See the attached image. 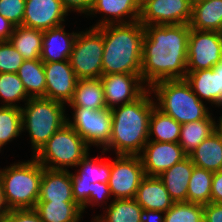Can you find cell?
<instances>
[{
  "label": "cell",
  "instance_id": "obj_1",
  "mask_svg": "<svg viewBox=\"0 0 222 222\" xmlns=\"http://www.w3.org/2000/svg\"><path fill=\"white\" fill-rule=\"evenodd\" d=\"M141 79L150 88L162 80L185 79L190 27L187 24L144 26Z\"/></svg>",
  "mask_w": 222,
  "mask_h": 222
},
{
  "label": "cell",
  "instance_id": "obj_2",
  "mask_svg": "<svg viewBox=\"0 0 222 222\" xmlns=\"http://www.w3.org/2000/svg\"><path fill=\"white\" fill-rule=\"evenodd\" d=\"M154 106L148 88L135 101L112 108V132L103 151L110 156L139 155L149 140V119Z\"/></svg>",
  "mask_w": 222,
  "mask_h": 222
},
{
  "label": "cell",
  "instance_id": "obj_3",
  "mask_svg": "<svg viewBox=\"0 0 222 222\" xmlns=\"http://www.w3.org/2000/svg\"><path fill=\"white\" fill-rule=\"evenodd\" d=\"M98 29L103 34V75L141 74L144 26L139 21L108 24Z\"/></svg>",
  "mask_w": 222,
  "mask_h": 222
},
{
  "label": "cell",
  "instance_id": "obj_4",
  "mask_svg": "<svg viewBox=\"0 0 222 222\" xmlns=\"http://www.w3.org/2000/svg\"><path fill=\"white\" fill-rule=\"evenodd\" d=\"M149 89L155 106L181 125L206 119L217 110L202 102L185 79L162 80Z\"/></svg>",
  "mask_w": 222,
  "mask_h": 222
},
{
  "label": "cell",
  "instance_id": "obj_5",
  "mask_svg": "<svg viewBox=\"0 0 222 222\" xmlns=\"http://www.w3.org/2000/svg\"><path fill=\"white\" fill-rule=\"evenodd\" d=\"M11 163L3 168L0 166L4 199L9 210L34 209L44 167L32 156Z\"/></svg>",
  "mask_w": 222,
  "mask_h": 222
},
{
  "label": "cell",
  "instance_id": "obj_6",
  "mask_svg": "<svg viewBox=\"0 0 222 222\" xmlns=\"http://www.w3.org/2000/svg\"><path fill=\"white\" fill-rule=\"evenodd\" d=\"M21 115L22 135L28 133L32 157L67 123L66 105L43 97L30 98L21 107Z\"/></svg>",
  "mask_w": 222,
  "mask_h": 222
},
{
  "label": "cell",
  "instance_id": "obj_7",
  "mask_svg": "<svg viewBox=\"0 0 222 222\" xmlns=\"http://www.w3.org/2000/svg\"><path fill=\"white\" fill-rule=\"evenodd\" d=\"M84 139L68 124L63 125L33 156L44 168L70 170L91 153ZM70 168V169H69Z\"/></svg>",
  "mask_w": 222,
  "mask_h": 222
},
{
  "label": "cell",
  "instance_id": "obj_8",
  "mask_svg": "<svg viewBox=\"0 0 222 222\" xmlns=\"http://www.w3.org/2000/svg\"><path fill=\"white\" fill-rule=\"evenodd\" d=\"M80 28H77L78 34L69 58L71 68L77 79L100 78L103 75V34L95 27Z\"/></svg>",
  "mask_w": 222,
  "mask_h": 222
},
{
  "label": "cell",
  "instance_id": "obj_9",
  "mask_svg": "<svg viewBox=\"0 0 222 222\" xmlns=\"http://www.w3.org/2000/svg\"><path fill=\"white\" fill-rule=\"evenodd\" d=\"M67 123L95 150H103L112 132L111 109L93 110L89 108L67 107Z\"/></svg>",
  "mask_w": 222,
  "mask_h": 222
},
{
  "label": "cell",
  "instance_id": "obj_10",
  "mask_svg": "<svg viewBox=\"0 0 222 222\" xmlns=\"http://www.w3.org/2000/svg\"><path fill=\"white\" fill-rule=\"evenodd\" d=\"M144 176L143 165L139 155H113L108 180L113 200L135 198Z\"/></svg>",
  "mask_w": 222,
  "mask_h": 222
},
{
  "label": "cell",
  "instance_id": "obj_11",
  "mask_svg": "<svg viewBox=\"0 0 222 222\" xmlns=\"http://www.w3.org/2000/svg\"><path fill=\"white\" fill-rule=\"evenodd\" d=\"M222 59V32L190 28L187 72L212 68Z\"/></svg>",
  "mask_w": 222,
  "mask_h": 222
},
{
  "label": "cell",
  "instance_id": "obj_12",
  "mask_svg": "<svg viewBox=\"0 0 222 222\" xmlns=\"http://www.w3.org/2000/svg\"><path fill=\"white\" fill-rule=\"evenodd\" d=\"M139 22L148 25L187 24L191 20L193 0H140Z\"/></svg>",
  "mask_w": 222,
  "mask_h": 222
},
{
  "label": "cell",
  "instance_id": "obj_13",
  "mask_svg": "<svg viewBox=\"0 0 222 222\" xmlns=\"http://www.w3.org/2000/svg\"><path fill=\"white\" fill-rule=\"evenodd\" d=\"M100 79L108 109L133 102L148 89L141 74L116 73L102 75Z\"/></svg>",
  "mask_w": 222,
  "mask_h": 222
},
{
  "label": "cell",
  "instance_id": "obj_14",
  "mask_svg": "<svg viewBox=\"0 0 222 222\" xmlns=\"http://www.w3.org/2000/svg\"><path fill=\"white\" fill-rule=\"evenodd\" d=\"M140 0H93L91 11L86 17L90 21L96 18L90 27H101L108 24H120L139 21Z\"/></svg>",
  "mask_w": 222,
  "mask_h": 222
},
{
  "label": "cell",
  "instance_id": "obj_15",
  "mask_svg": "<svg viewBox=\"0 0 222 222\" xmlns=\"http://www.w3.org/2000/svg\"><path fill=\"white\" fill-rule=\"evenodd\" d=\"M67 16L61 0H25L22 26L44 31L68 22Z\"/></svg>",
  "mask_w": 222,
  "mask_h": 222
},
{
  "label": "cell",
  "instance_id": "obj_16",
  "mask_svg": "<svg viewBox=\"0 0 222 222\" xmlns=\"http://www.w3.org/2000/svg\"><path fill=\"white\" fill-rule=\"evenodd\" d=\"M146 176H159L188 155L179 143L148 141L139 154Z\"/></svg>",
  "mask_w": 222,
  "mask_h": 222
},
{
  "label": "cell",
  "instance_id": "obj_17",
  "mask_svg": "<svg viewBox=\"0 0 222 222\" xmlns=\"http://www.w3.org/2000/svg\"><path fill=\"white\" fill-rule=\"evenodd\" d=\"M44 72L45 98L64 103L67 106L73 98L78 80L69 60L44 63Z\"/></svg>",
  "mask_w": 222,
  "mask_h": 222
},
{
  "label": "cell",
  "instance_id": "obj_18",
  "mask_svg": "<svg viewBox=\"0 0 222 222\" xmlns=\"http://www.w3.org/2000/svg\"><path fill=\"white\" fill-rule=\"evenodd\" d=\"M69 23L44 30L40 59L43 63L69 60L78 30L65 28Z\"/></svg>",
  "mask_w": 222,
  "mask_h": 222
},
{
  "label": "cell",
  "instance_id": "obj_19",
  "mask_svg": "<svg viewBox=\"0 0 222 222\" xmlns=\"http://www.w3.org/2000/svg\"><path fill=\"white\" fill-rule=\"evenodd\" d=\"M38 202H75L71 170L44 168Z\"/></svg>",
  "mask_w": 222,
  "mask_h": 222
},
{
  "label": "cell",
  "instance_id": "obj_20",
  "mask_svg": "<svg viewBox=\"0 0 222 222\" xmlns=\"http://www.w3.org/2000/svg\"><path fill=\"white\" fill-rule=\"evenodd\" d=\"M143 210L166 212L174 203L158 176H144L134 198Z\"/></svg>",
  "mask_w": 222,
  "mask_h": 222
},
{
  "label": "cell",
  "instance_id": "obj_21",
  "mask_svg": "<svg viewBox=\"0 0 222 222\" xmlns=\"http://www.w3.org/2000/svg\"><path fill=\"white\" fill-rule=\"evenodd\" d=\"M194 167L187 156L158 176L174 202H187V189Z\"/></svg>",
  "mask_w": 222,
  "mask_h": 222
},
{
  "label": "cell",
  "instance_id": "obj_22",
  "mask_svg": "<svg viewBox=\"0 0 222 222\" xmlns=\"http://www.w3.org/2000/svg\"><path fill=\"white\" fill-rule=\"evenodd\" d=\"M189 27L222 32V0H193Z\"/></svg>",
  "mask_w": 222,
  "mask_h": 222
},
{
  "label": "cell",
  "instance_id": "obj_23",
  "mask_svg": "<svg viewBox=\"0 0 222 222\" xmlns=\"http://www.w3.org/2000/svg\"><path fill=\"white\" fill-rule=\"evenodd\" d=\"M185 80L190 84L198 98L211 108L220 110V90H218L217 73L212 68L187 72Z\"/></svg>",
  "mask_w": 222,
  "mask_h": 222
},
{
  "label": "cell",
  "instance_id": "obj_24",
  "mask_svg": "<svg viewBox=\"0 0 222 222\" xmlns=\"http://www.w3.org/2000/svg\"><path fill=\"white\" fill-rule=\"evenodd\" d=\"M218 114L219 113L214 114L213 111L206 119L181 125V133L178 143L187 155H190L204 139L208 138L218 129Z\"/></svg>",
  "mask_w": 222,
  "mask_h": 222
},
{
  "label": "cell",
  "instance_id": "obj_25",
  "mask_svg": "<svg viewBox=\"0 0 222 222\" xmlns=\"http://www.w3.org/2000/svg\"><path fill=\"white\" fill-rule=\"evenodd\" d=\"M188 156L198 168L211 172L222 170V132L219 128Z\"/></svg>",
  "mask_w": 222,
  "mask_h": 222
},
{
  "label": "cell",
  "instance_id": "obj_26",
  "mask_svg": "<svg viewBox=\"0 0 222 222\" xmlns=\"http://www.w3.org/2000/svg\"><path fill=\"white\" fill-rule=\"evenodd\" d=\"M142 207L133 199H115L90 222H142Z\"/></svg>",
  "mask_w": 222,
  "mask_h": 222
},
{
  "label": "cell",
  "instance_id": "obj_27",
  "mask_svg": "<svg viewBox=\"0 0 222 222\" xmlns=\"http://www.w3.org/2000/svg\"><path fill=\"white\" fill-rule=\"evenodd\" d=\"M66 107L107 109L101 79H78L73 98Z\"/></svg>",
  "mask_w": 222,
  "mask_h": 222
},
{
  "label": "cell",
  "instance_id": "obj_28",
  "mask_svg": "<svg viewBox=\"0 0 222 222\" xmlns=\"http://www.w3.org/2000/svg\"><path fill=\"white\" fill-rule=\"evenodd\" d=\"M34 210L43 222H81L85 215L76 202H37Z\"/></svg>",
  "mask_w": 222,
  "mask_h": 222
},
{
  "label": "cell",
  "instance_id": "obj_29",
  "mask_svg": "<svg viewBox=\"0 0 222 222\" xmlns=\"http://www.w3.org/2000/svg\"><path fill=\"white\" fill-rule=\"evenodd\" d=\"M100 155L96 157L90 153L74 168L73 174L81 181L87 183H108L111 172V160L101 156L109 155L101 150Z\"/></svg>",
  "mask_w": 222,
  "mask_h": 222
},
{
  "label": "cell",
  "instance_id": "obj_30",
  "mask_svg": "<svg viewBox=\"0 0 222 222\" xmlns=\"http://www.w3.org/2000/svg\"><path fill=\"white\" fill-rule=\"evenodd\" d=\"M180 133L181 124L154 106L149 119L148 141L178 143Z\"/></svg>",
  "mask_w": 222,
  "mask_h": 222
},
{
  "label": "cell",
  "instance_id": "obj_31",
  "mask_svg": "<svg viewBox=\"0 0 222 222\" xmlns=\"http://www.w3.org/2000/svg\"><path fill=\"white\" fill-rule=\"evenodd\" d=\"M43 31L25 26H15L10 37L11 44L24 60L40 59Z\"/></svg>",
  "mask_w": 222,
  "mask_h": 222
},
{
  "label": "cell",
  "instance_id": "obj_32",
  "mask_svg": "<svg viewBox=\"0 0 222 222\" xmlns=\"http://www.w3.org/2000/svg\"><path fill=\"white\" fill-rule=\"evenodd\" d=\"M17 75L30 98H45L46 78L41 59L24 60Z\"/></svg>",
  "mask_w": 222,
  "mask_h": 222
},
{
  "label": "cell",
  "instance_id": "obj_33",
  "mask_svg": "<svg viewBox=\"0 0 222 222\" xmlns=\"http://www.w3.org/2000/svg\"><path fill=\"white\" fill-rule=\"evenodd\" d=\"M20 136V137H19ZM22 137L21 108L0 106V152Z\"/></svg>",
  "mask_w": 222,
  "mask_h": 222
},
{
  "label": "cell",
  "instance_id": "obj_34",
  "mask_svg": "<svg viewBox=\"0 0 222 222\" xmlns=\"http://www.w3.org/2000/svg\"><path fill=\"white\" fill-rule=\"evenodd\" d=\"M29 99L17 73H0V106L21 108Z\"/></svg>",
  "mask_w": 222,
  "mask_h": 222
},
{
  "label": "cell",
  "instance_id": "obj_35",
  "mask_svg": "<svg viewBox=\"0 0 222 222\" xmlns=\"http://www.w3.org/2000/svg\"><path fill=\"white\" fill-rule=\"evenodd\" d=\"M213 172L194 167L188 189L187 202L207 205L211 202Z\"/></svg>",
  "mask_w": 222,
  "mask_h": 222
},
{
  "label": "cell",
  "instance_id": "obj_36",
  "mask_svg": "<svg viewBox=\"0 0 222 222\" xmlns=\"http://www.w3.org/2000/svg\"><path fill=\"white\" fill-rule=\"evenodd\" d=\"M164 222H203V205L174 202L165 212Z\"/></svg>",
  "mask_w": 222,
  "mask_h": 222
},
{
  "label": "cell",
  "instance_id": "obj_37",
  "mask_svg": "<svg viewBox=\"0 0 222 222\" xmlns=\"http://www.w3.org/2000/svg\"><path fill=\"white\" fill-rule=\"evenodd\" d=\"M24 59L10 41L0 42V73H17Z\"/></svg>",
  "mask_w": 222,
  "mask_h": 222
},
{
  "label": "cell",
  "instance_id": "obj_38",
  "mask_svg": "<svg viewBox=\"0 0 222 222\" xmlns=\"http://www.w3.org/2000/svg\"><path fill=\"white\" fill-rule=\"evenodd\" d=\"M112 200L113 197L111 195L108 183H93L91 194L88 198V204L82 209L83 214H87L88 208H92L91 210H93L94 214V209L96 206L100 207L101 210H103L111 203Z\"/></svg>",
  "mask_w": 222,
  "mask_h": 222
},
{
  "label": "cell",
  "instance_id": "obj_39",
  "mask_svg": "<svg viewBox=\"0 0 222 222\" xmlns=\"http://www.w3.org/2000/svg\"><path fill=\"white\" fill-rule=\"evenodd\" d=\"M25 0H0V14L15 26L22 25Z\"/></svg>",
  "mask_w": 222,
  "mask_h": 222
},
{
  "label": "cell",
  "instance_id": "obj_40",
  "mask_svg": "<svg viewBox=\"0 0 222 222\" xmlns=\"http://www.w3.org/2000/svg\"><path fill=\"white\" fill-rule=\"evenodd\" d=\"M71 179L74 200L83 209L88 204L93 183L81 182L73 172H71Z\"/></svg>",
  "mask_w": 222,
  "mask_h": 222
},
{
  "label": "cell",
  "instance_id": "obj_41",
  "mask_svg": "<svg viewBox=\"0 0 222 222\" xmlns=\"http://www.w3.org/2000/svg\"><path fill=\"white\" fill-rule=\"evenodd\" d=\"M0 222H43L34 209L10 210Z\"/></svg>",
  "mask_w": 222,
  "mask_h": 222
},
{
  "label": "cell",
  "instance_id": "obj_42",
  "mask_svg": "<svg viewBox=\"0 0 222 222\" xmlns=\"http://www.w3.org/2000/svg\"><path fill=\"white\" fill-rule=\"evenodd\" d=\"M61 2L70 15L74 13L75 16L78 15L77 17L81 16L84 19L90 13L93 4V0H61Z\"/></svg>",
  "mask_w": 222,
  "mask_h": 222
},
{
  "label": "cell",
  "instance_id": "obj_43",
  "mask_svg": "<svg viewBox=\"0 0 222 222\" xmlns=\"http://www.w3.org/2000/svg\"><path fill=\"white\" fill-rule=\"evenodd\" d=\"M203 222H222V203L210 202L204 205Z\"/></svg>",
  "mask_w": 222,
  "mask_h": 222
},
{
  "label": "cell",
  "instance_id": "obj_44",
  "mask_svg": "<svg viewBox=\"0 0 222 222\" xmlns=\"http://www.w3.org/2000/svg\"><path fill=\"white\" fill-rule=\"evenodd\" d=\"M211 202L222 203V170L213 172Z\"/></svg>",
  "mask_w": 222,
  "mask_h": 222
},
{
  "label": "cell",
  "instance_id": "obj_45",
  "mask_svg": "<svg viewBox=\"0 0 222 222\" xmlns=\"http://www.w3.org/2000/svg\"><path fill=\"white\" fill-rule=\"evenodd\" d=\"M15 25L0 14V42L9 41Z\"/></svg>",
  "mask_w": 222,
  "mask_h": 222
},
{
  "label": "cell",
  "instance_id": "obj_46",
  "mask_svg": "<svg viewBox=\"0 0 222 222\" xmlns=\"http://www.w3.org/2000/svg\"><path fill=\"white\" fill-rule=\"evenodd\" d=\"M165 213L157 210H144L142 222H164Z\"/></svg>",
  "mask_w": 222,
  "mask_h": 222
},
{
  "label": "cell",
  "instance_id": "obj_47",
  "mask_svg": "<svg viewBox=\"0 0 222 222\" xmlns=\"http://www.w3.org/2000/svg\"><path fill=\"white\" fill-rule=\"evenodd\" d=\"M212 69L217 73L218 90H220V111H222V59Z\"/></svg>",
  "mask_w": 222,
  "mask_h": 222
},
{
  "label": "cell",
  "instance_id": "obj_48",
  "mask_svg": "<svg viewBox=\"0 0 222 222\" xmlns=\"http://www.w3.org/2000/svg\"><path fill=\"white\" fill-rule=\"evenodd\" d=\"M9 208L4 199L3 184L0 179V220L9 212Z\"/></svg>",
  "mask_w": 222,
  "mask_h": 222
},
{
  "label": "cell",
  "instance_id": "obj_49",
  "mask_svg": "<svg viewBox=\"0 0 222 222\" xmlns=\"http://www.w3.org/2000/svg\"><path fill=\"white\" fill-rule=\"evenodd\" d=\"M218 113H220L219 115L220 116H218L219 117V120H218V128H219V130L222 132V111L220 112H218Z\"/></svg>",
  "mask_w": 222,
  "mask_h": 222
}]
</instances>
